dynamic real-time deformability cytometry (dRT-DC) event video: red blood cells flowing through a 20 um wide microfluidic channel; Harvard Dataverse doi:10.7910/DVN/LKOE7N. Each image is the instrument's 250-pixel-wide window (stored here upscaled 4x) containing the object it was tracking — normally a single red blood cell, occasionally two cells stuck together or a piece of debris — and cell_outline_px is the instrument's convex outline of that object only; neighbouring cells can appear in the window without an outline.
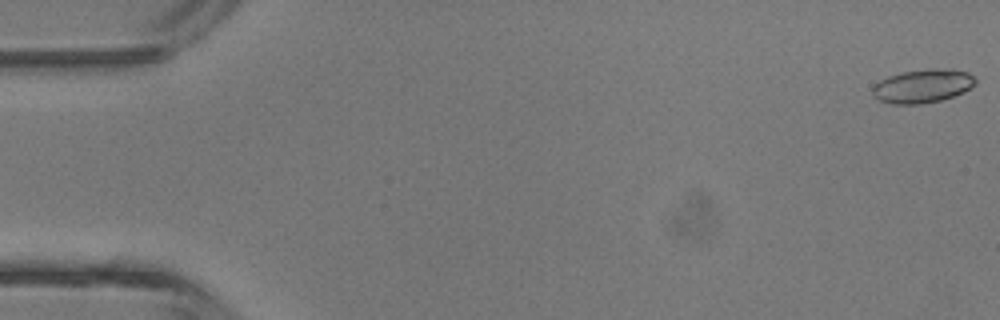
{"species": "common noctule bat (a hibernating species)", "species_latin": "Nyctalus noctula", "temperature_condition": "room temperature", "stored_images_in_passage": 5, "camera_frame_rate_fps": 3000, "um_per_image_px": 0.085, "animal": {"sex": "male", "body_mass_g": 13.3}, "frame": {"image": 1, "passage_image": 1, "time_ms": 0.0, "image_size_px": [1000, 320], "cell_outline_px": [[976, 84], [964, 92], [940, 100], [920, 104], [892, 104], [880, 100], [872, 96], [872, 88], [880, 80], [888, 76], [900, 72], [928, 68], [952, 68], [968, 72], [976, 80]], "centroid_in_image_um": [78.43, 7.29], "position_along_channel_um": 6.6, "area_um2": 20.35}}